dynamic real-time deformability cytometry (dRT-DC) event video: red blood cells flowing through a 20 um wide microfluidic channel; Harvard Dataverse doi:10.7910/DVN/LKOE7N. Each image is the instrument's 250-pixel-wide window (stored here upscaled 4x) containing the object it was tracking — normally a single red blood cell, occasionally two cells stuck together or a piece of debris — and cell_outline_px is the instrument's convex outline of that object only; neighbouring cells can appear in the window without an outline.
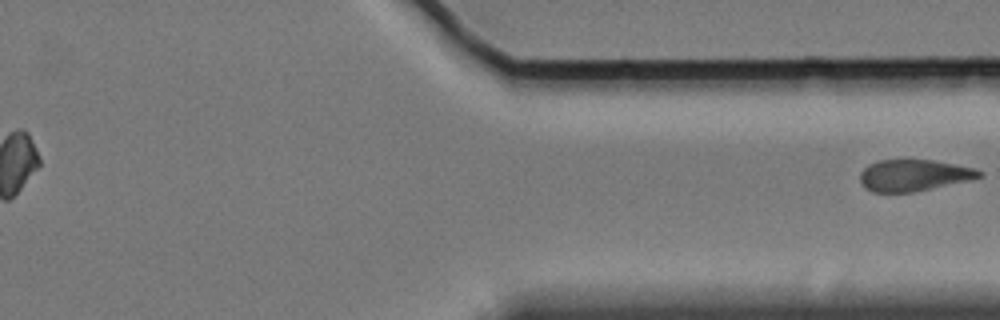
{"species": "Egyptian fruit bat (a non-hibernating species)", "species_latin": "Rousettus aegyptiacus", "temperature_condition": "cold", "stored_images_in_passage": 13, "segment_of_instrument_passage": [2, 2], "camera_frame_rate_fps": 3000, "um_per_image_px": 0.085, "animal": {"sex": "female"}, "frame": {"image": 1, "passage_image": 13, "time_ms": 16.333, "image_size_px": [1000, 320], "cell_outline_px": [[984, 176], [968, 180], [916, 192], [872, 192], [864, 188], [860, 184], [860, 172], [868, 164], [880, 160], [932, 160], [972, 168], [984, 172]], "centroid_in_image_um": [77.63, 14.91], "position_along_channel_um": 333.8, "area_um2": 21.85}}